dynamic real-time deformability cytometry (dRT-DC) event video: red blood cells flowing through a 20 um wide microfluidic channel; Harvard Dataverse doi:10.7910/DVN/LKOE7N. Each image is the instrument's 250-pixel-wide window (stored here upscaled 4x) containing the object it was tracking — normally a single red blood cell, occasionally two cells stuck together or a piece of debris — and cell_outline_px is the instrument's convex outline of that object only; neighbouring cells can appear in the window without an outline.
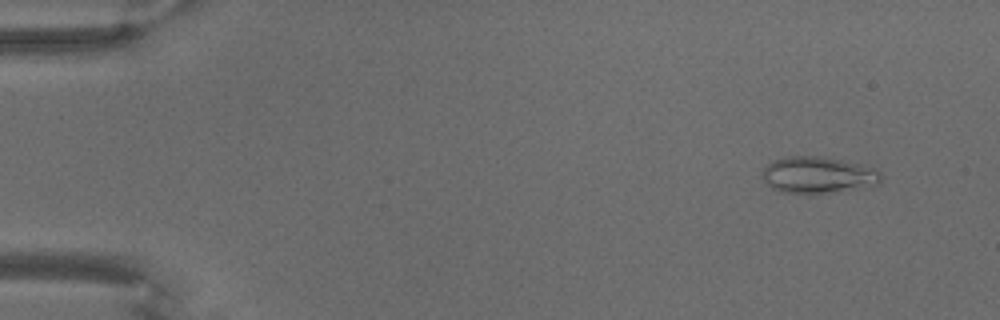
{"species": "common noctule bat (a hibernating species)", "species_latin": "Nyctalus noctula", "temperature_condition": "warm", "stored_images_in_passage": 70, "camera_frame_rate_fps": 3000, "um_per_image_px": 0.085, "animal": {"sex": "male", "body_mass_g": 18.8}, "frame": {"image": 1, "passage_image": 6, "time_ms": 1.667, "image_size_px": [1000, 320], "cell_outline_px": [[880, 184], [864, 188], [812, 196], [808, 196], [780, 192], [772, 188], [764, 180], [764, 168], [772, 160], [792, 156], [820, 156], [844, 160], [876, 168], [880, 172]], "centroid_in_image_um": [69.57, 14.92], "position_along_channel_um": 15.4, "area_um2": 26.07}}
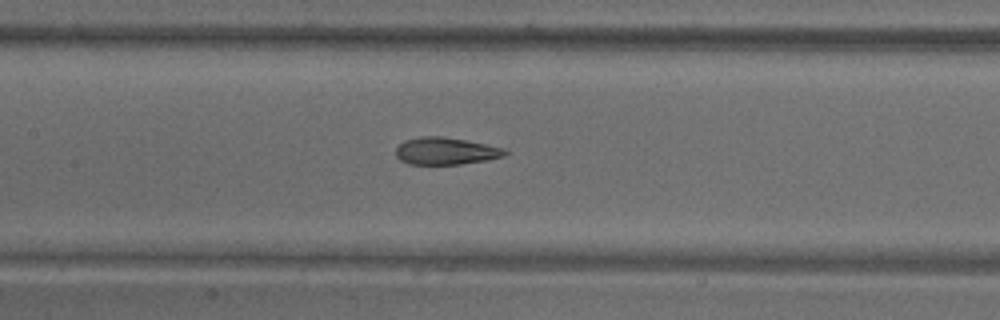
{"frame": {"image": 2, "passage_image": 34, "time_ms": 11.0, "image_size_px": [1000, 320], "cell_outline_px": [[508, 152], [504, 156], [484, 160], [460, 164], [408, 164], [400, 160], [396, 156], [396, 148], [404, 140], [420, 136], [440, 136], [464, 140], [504, 148]], "centroid_in_image_um": [37.84, 12.84], "position_along_channel_um": 169.6, "area_um2": 17.11}}
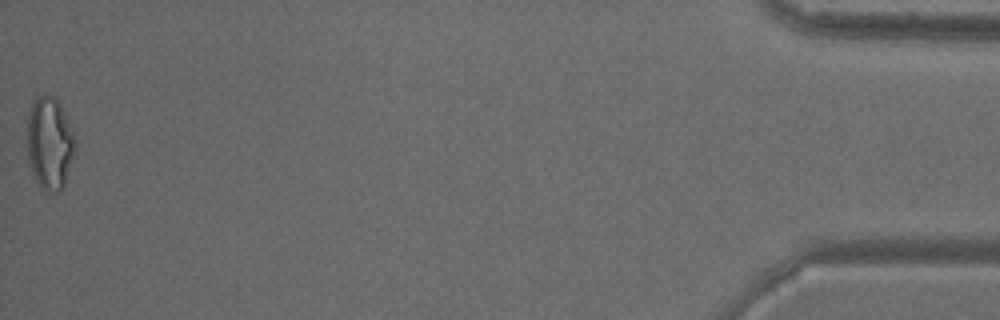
{"frame": {"image": 3, "passage_image": 70, "time_ms": 23.0, "image_size_px": [1000, 320], "cell_outline_px": [[76, 148], [64, 184], [60, 192], [40, 192], [28, 164], [28, 116], [32, 104], [40, 96], [56, 96], [76, 136]], "centroid_in_image_um": [4.23, 12.24], "position_along_channel_um": 431.0, "area_um2": 26.18}}